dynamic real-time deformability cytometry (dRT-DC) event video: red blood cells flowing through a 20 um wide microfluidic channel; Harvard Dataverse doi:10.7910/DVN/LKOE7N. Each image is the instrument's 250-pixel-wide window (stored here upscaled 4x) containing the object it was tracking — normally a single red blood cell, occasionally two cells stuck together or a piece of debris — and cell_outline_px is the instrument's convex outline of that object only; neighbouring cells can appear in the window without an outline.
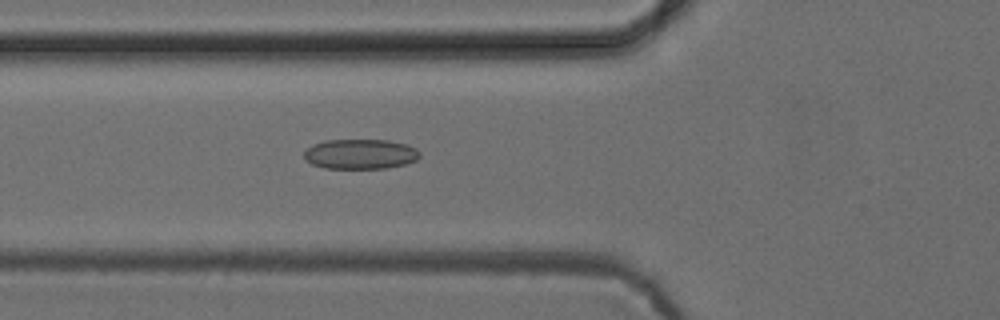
{"species": "common noctule bat (a hibernating species)", "species_latin": "Nyctalus noctula", "temperature_condition": "cold", "stored_images_in_passage": 51, "camera_frame_rate_fps": 3000, "um_per_image_px": 0.085, "animal": {"sex": "female", "body_mass_g": 24.6, "forearm_length_mm": 56.2}, "frame": {"image": 1, "passage_image": 18, "time_ms": 5.667, "image_size_px": [1000, 320], "cell_outline_px": [[420, 156], [416, 160], [404, 164], [388, 168], [324, 168], [312, 164], [304, 160], [304, 152], [312, 144], [324, 140], [388, 140], [408, 144], [416, 148], [420, 152]], "centroid_in_image_um": [30.62, 13.09], "position_along_channel_um": 95.2, "area_um2": 20.35}}
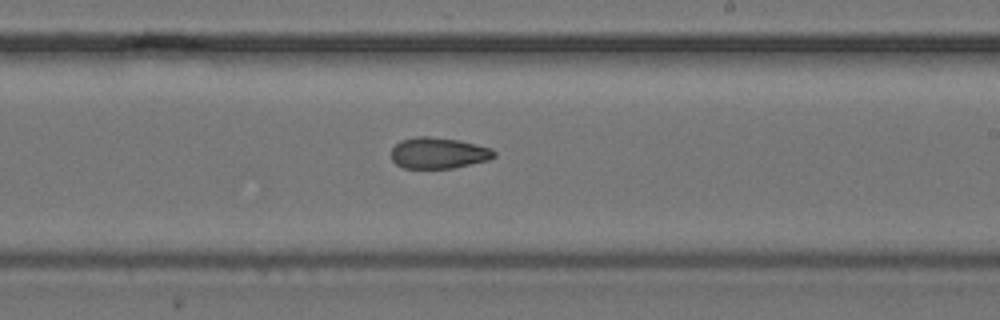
{"frame": {"image": 2, "passage_image": 30, "time_ms": 9.667, "image_size_px": [1000, 320], "cell_outline_px": [[496, 156], [488, 160], [452, 168], [404, 168], [396, 164], [392, 160], [392, 148], [400, 140], [416, 136], [428, 136], [460, 140], [492, 148], [496, 152]], "centroid_in_image_um": [37.27, 13.0], "position_along_channel_um": 251.7, "area_um2": 18.73}}
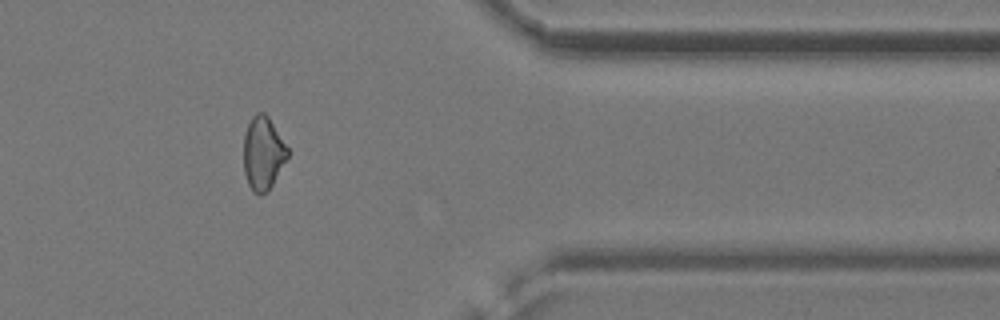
{"frame": {"image": 3, "passage_image": 42, "time_ms": 13.667, "image_size_px": [1000, 320], "cell_outline_px": [[288, 156], [268, 192], [260, 196], [252, 192], [248, 184], [244, 172], [244, 136], [248, 124], [252, 116], [256, 112], [264, 112], [268, 116], [288, 148]], "centroid_in_image_um": [22.35, 13.05], "position_along_channel_um": 389.1, "area_um2": 18.79}, "authors_computed_cell_mechanics": {"area_um2": 19.4786, "velocity_mm_per_s": 3.8997, "shape_relaxation_time_tau1_ms": null, "shape_relaxation_time_tau2_ms": 4.2411, "deformation_change_tau1": null, "deformation_change_tau2": 0.1033}}